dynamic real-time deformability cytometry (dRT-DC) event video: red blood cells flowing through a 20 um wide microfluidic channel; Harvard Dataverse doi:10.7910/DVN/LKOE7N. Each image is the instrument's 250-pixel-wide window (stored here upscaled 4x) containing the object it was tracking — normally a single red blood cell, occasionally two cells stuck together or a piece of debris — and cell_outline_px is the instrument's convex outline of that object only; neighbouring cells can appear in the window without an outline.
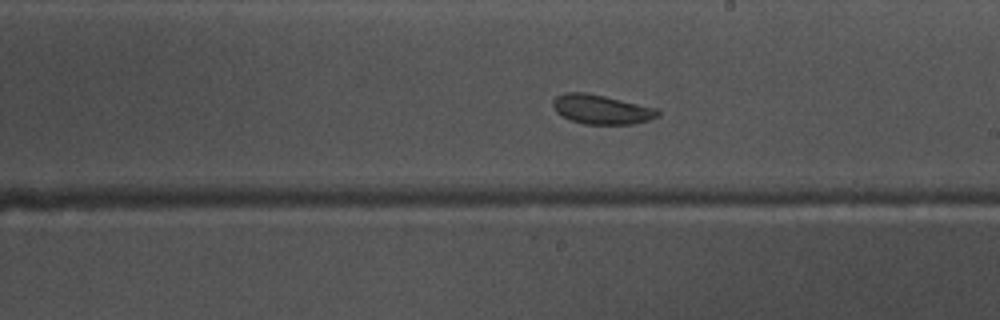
{"species": "common noctule bat (a hibernating species)", "species_latin": "Nyctalus noctula", "temperature_condition": "warm", "stored_images_in_passage": 45, "camera_frame_rate_fps": 3000, "um_per_image_px": 0.085, "animal": {"sex": "male", "body_mass_g": 17.5, "forearm_length_mm": 52.3}, "frame": {"image": 1, "passage_image": 20, "time_ms": 6.333, "image_size_px": [1000, 320], "cell_outline_px": [[660, 116], [636, 124], [584, 124], [560, 116], [556, 112], [552, 104], [552, 100], [556, 96], [564, 92], [584, 92], [604, 96], [660, 108]], "centroid_in_image_um": [51.14, 9.3], "position_along_channel_um": 237.9, "area_um2": 18.21}, "authors_computed_cell_mechanics": {"area_um2": 18.496, "velocity_mm_per_s": 3.7063, "shape_relaxation_time_tau1_ms": 5.3447, "shape_relaxation_time_tau2_ms": 1.9848, "deformation_change_tau1": 0.1133, "deformation_change_tau2": 0.0677}}